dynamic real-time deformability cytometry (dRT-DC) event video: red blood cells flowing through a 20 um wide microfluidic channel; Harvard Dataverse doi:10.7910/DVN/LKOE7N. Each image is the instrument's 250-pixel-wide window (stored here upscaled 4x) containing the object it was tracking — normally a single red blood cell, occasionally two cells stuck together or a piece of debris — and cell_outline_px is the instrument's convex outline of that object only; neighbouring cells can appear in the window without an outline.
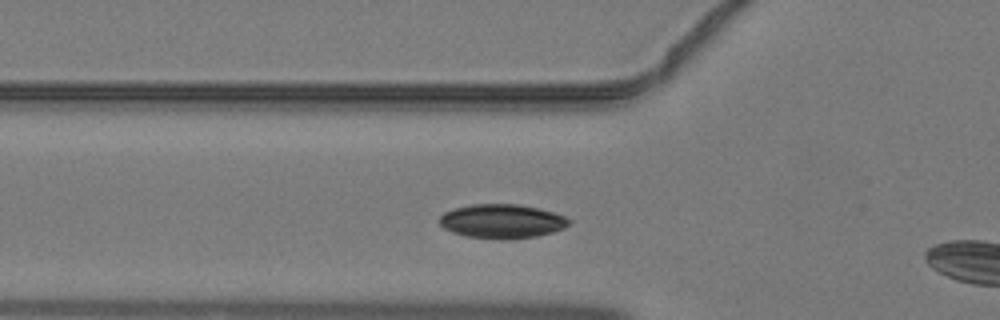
{"species": "common noctule bat (a hibernating species)", "species_latin": "Nyctalus noctula", "temperature_condition": "warm", "stored_images_in_passage": 9, "camera_frame_rate_fps": 3000, "um_per_image_px": 0.085, "animal": {"sex": "male", "body_mass_g": 19.2, "forearm_length_mm": 51.8}, "frame": {"image": 1, "passage_image": 7, "time_ms": 2.0, "image_size_px": [1000, 320], "cell_outline_px": [[572, 220], [564, 228], [552, 232], [536, 236], [508, 240], [500, 240], [468, 236], [452, 232], [444, 228], [440, 224], [440, 216], [444, 212], [452, 208], [472, 204], [520, 204], [552, 212], [564, 216]], "centroid_in_image_um": [42.65, 18.81], "position_along_channel_um": 83.2, "area_um2": 25.78}}